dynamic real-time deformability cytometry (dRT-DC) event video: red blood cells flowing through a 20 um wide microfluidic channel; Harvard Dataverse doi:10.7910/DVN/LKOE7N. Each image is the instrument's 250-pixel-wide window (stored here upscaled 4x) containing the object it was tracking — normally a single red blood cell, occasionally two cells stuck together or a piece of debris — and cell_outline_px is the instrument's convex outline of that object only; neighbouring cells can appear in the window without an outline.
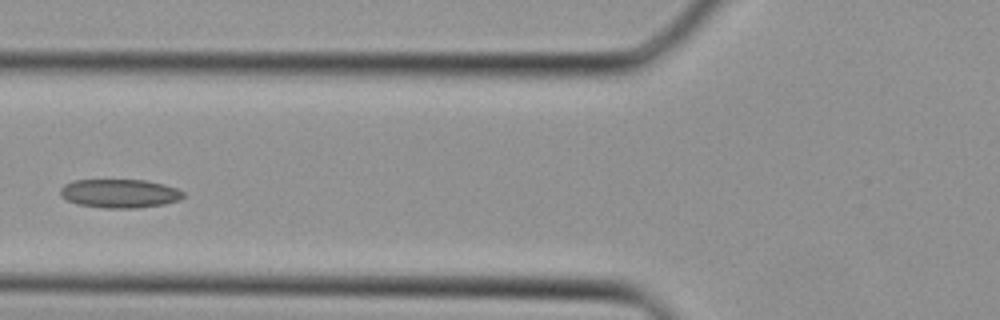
{"species": "Egyptian fruit bat (a non-hibernating species)", "species_latin": "Rousettus aegyptiacus", "temperature_condition": "cold", "stored_images_in_passage": 31, "camera_frame_rate_fps": 3000, "um_per_image_px": 0.085, "animal": {"sex": "female"}, "frame": {"image": 1, "passage_image": 10, "time_ms": 3.0, "image_size_px": [1000, 320], "cell_outline_px": [[184, 196], [180, 200], [164, 204], [140, 208], [104, 208], [80, 204], [68, 200], [60, 196], [60, 188], [64, 184], [76, 180], [144, 180], [164, 184], [176, 188], [184, 192]], "centroid_in_image_um": [10.19, 16.44], "position_along_channel_um": 115.6, "area_um2": 20.58}}
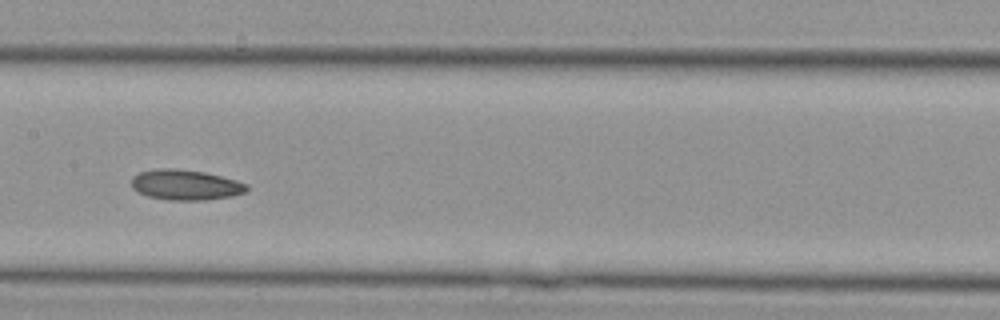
{"frame": {"image": 2, "passage_image": 14, "time_ms": 4.333, "image_size_px": [1000, 320], "cell_outline_px": [[248, 188], [244, 192], [232, 196], [204, 200], [168, 200], [148, 196], [132, 188], [132, 176], [140, 172], [156, 168], [176, 168], [204, 172], [236, 180], [248, 184]], "centroid_in_image_um": [15.76, 15.7], "position_along_channel_um": 191.6, "area_um2": 20.35}}
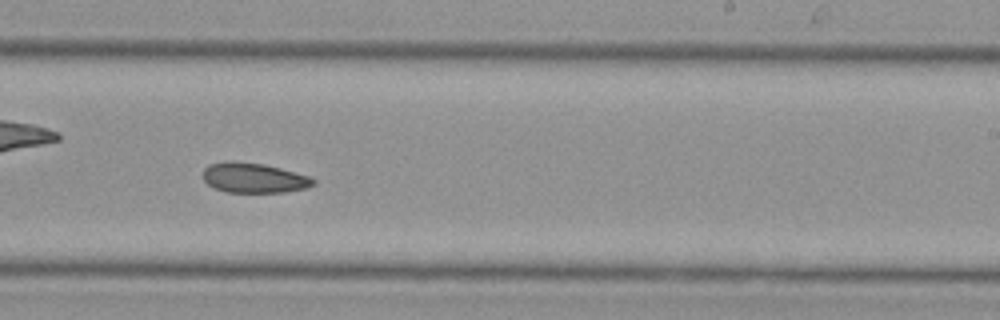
{"frame": {"image": 3, "passage_image": 18, "time_ms": 5.667, "image_size_px": [1000, 320], "cell_outline_px": [[316, 184], [308, 188], [284, 192], [228, 192], [212, 188], [204, 180], [204, 168], [208, 164], [232, 160], [236, 160], [264, 164], [280, 168], [308, 176], [316, 180]], "centroid_in_image_um": [21.57, 15.11], "position_along_channel_um": 267.4, "area_um2": 19.42}}